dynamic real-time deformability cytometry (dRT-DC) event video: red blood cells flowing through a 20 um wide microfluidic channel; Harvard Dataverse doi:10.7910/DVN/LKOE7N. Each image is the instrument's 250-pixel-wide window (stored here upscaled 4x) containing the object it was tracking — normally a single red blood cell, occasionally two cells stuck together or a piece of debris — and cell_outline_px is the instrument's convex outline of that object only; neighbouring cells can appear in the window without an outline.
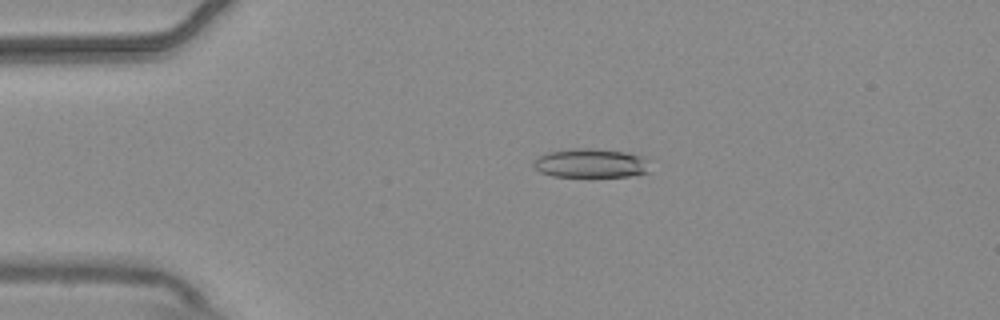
{"species": "common noctule bat (a hibernating species)", "species_latin": "Nyctalus noctula", "temperature_condition": "warm", "stored_images_in_passage": 4, "camera_frame_rate_fps": 3000, "um_per_image_px": 0.085, "animal": {"sex": "male", "body_mass_g": 20.4}, "frame": {"image": 1, "passage_image": 3, "time_ms": 0.667, "image_size_px": [1000, 320], "cell_outline_px": [[648, 172], [628, 176], [552, 176], [540, 172], [532, 164], [540, 156], [548, 152], [572, 148], [592, 148], [624, 152], [640, 156], [644, 160]], "centroid_in_image_um": [50.15, 13.87], "position_along_channel_um": 34.9, "area_um2": 19.19}}